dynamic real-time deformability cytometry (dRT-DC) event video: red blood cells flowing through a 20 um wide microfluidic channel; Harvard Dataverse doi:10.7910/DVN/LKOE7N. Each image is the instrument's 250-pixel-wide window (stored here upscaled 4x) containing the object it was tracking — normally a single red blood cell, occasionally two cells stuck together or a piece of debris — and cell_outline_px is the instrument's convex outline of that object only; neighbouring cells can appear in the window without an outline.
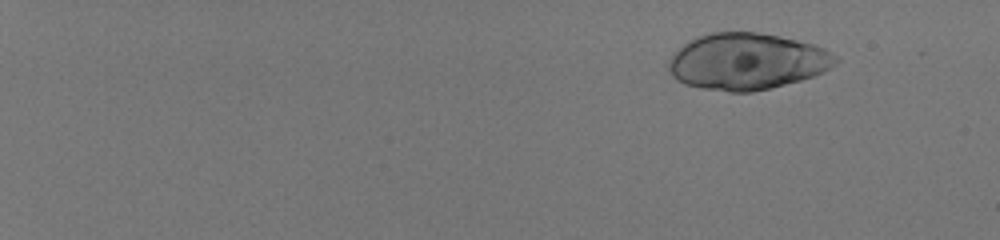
{"species": "human", "species_latin": "Homo sapiens", "temperature_condition": "room temperature", "stored_images_in_passage": 30, "camera_frame_rate_fps": 3000, "um_per_image_px": 0.085, "donor": {"sex": "male"}, "frame": {"image": 1, "passage_image": 8, "time_ms": 2.333, "image_size_px": [1000, 240], "cell_outline_px": [[840, 60], [836, 64], [824, 72], [800, 80], [752, 92], [728, 92], [700, 88], [684, 84], [676, 80], [672, 76], [668, 68], [668, 60], [684, 44], [700, 36], [712, 32], [756, 32], [780, 36], [812, 44], [824, 48], [836, 56]], "centroid_in_image_um": [63.49, 5.23], "position_along_channel_um": 21.5, "area_um2": 54.79}}
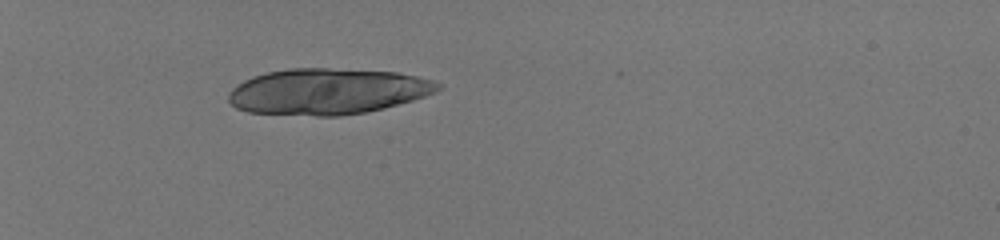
{"frame": {"image": 2, "passage_image": 23, "time_ms": 7.333, "image_size_px": [1000, 240], "cell_outline_px": [[440, 88], [436, 92], [412, 100], [384, 108], [364, 112], [340, 116], [316, 116], [248, 112], [236, 108], [228, 100], [228, 92], [236, 84], [252, 76], [268, 72], [288, 68], [328, 68], [396, 72], [416, 76], [432, 80], [440, 84]], "centroid_in_image_um": [27.8, 7.77], "position_along_channel_um": 57.2, "area_um2": 56.12}}